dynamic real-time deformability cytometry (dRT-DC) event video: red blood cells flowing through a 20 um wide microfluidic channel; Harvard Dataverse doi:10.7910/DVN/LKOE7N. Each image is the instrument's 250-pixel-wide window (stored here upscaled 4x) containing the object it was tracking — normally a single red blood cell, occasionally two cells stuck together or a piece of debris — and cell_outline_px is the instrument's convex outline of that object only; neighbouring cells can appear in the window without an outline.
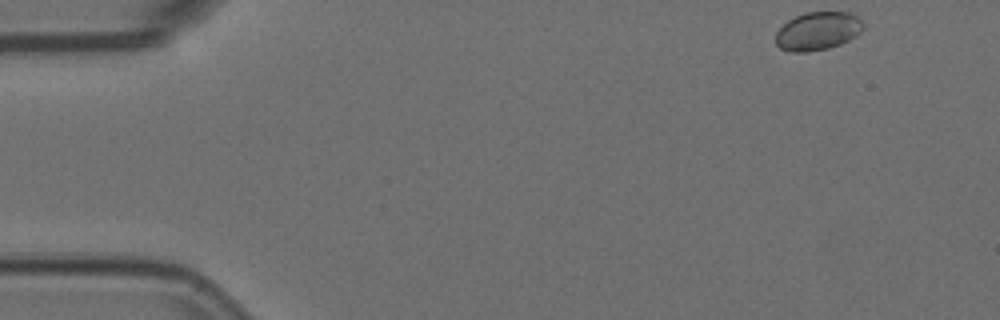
{"species": "Egyptian fruit bat (a non-hibernating species)", "species_latin": "Rousettus aegyptiacus", "temperature_condition": "room temperature", "stored_images_in_passage": 6, "camera_frame_rate_fps": 3000, "um_per_image_px": 0.085, "animal": {"sex": "female"}, "frame": {"image": 1, "passage_image": 1, "time_ms": 0.0, "image_size_px": [1000, 320], "cell_outline_px": [[864, 28], [856, 36], [840, 44], [828, 48], [808, 52], [788, 52], [780, 48], [776, 44], [776, 32], [788, 20], [804, 12], [852, 12], [864, 24]], "centroid_in_image_um": [69.51, 2.64], "position_along_channel_um": 15.5, "area_um2": 19.59}}
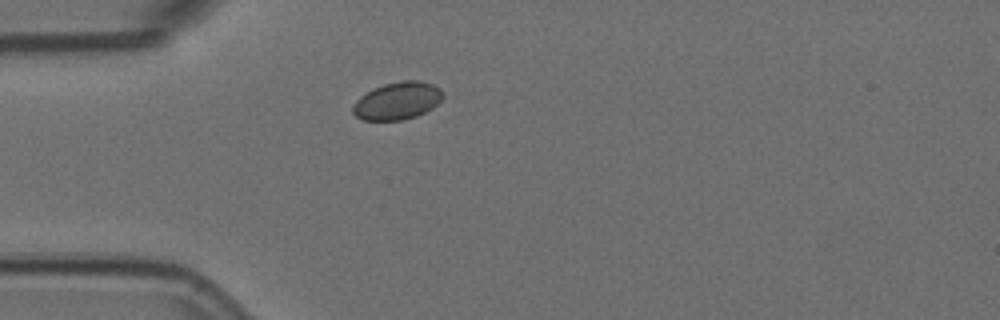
{"frame": {"image": 2, "passage_image": 4, "time_ms": 1.0, "image_size_px": [1000, 320], "cell_outline_px": [[444, 96], [432, 108], [416, 116], [400, 120], [364, 120], [356, 116], [352, 112], [352, 104], [360, 96], [372, 88], [384, 84], [404, 80], [420, 80], [432, 84], [440, 88]], "centroid_in_image_um": [33.75, 8.56], "position_along_channel_um": 51.2, "area_um2": 19.71}}